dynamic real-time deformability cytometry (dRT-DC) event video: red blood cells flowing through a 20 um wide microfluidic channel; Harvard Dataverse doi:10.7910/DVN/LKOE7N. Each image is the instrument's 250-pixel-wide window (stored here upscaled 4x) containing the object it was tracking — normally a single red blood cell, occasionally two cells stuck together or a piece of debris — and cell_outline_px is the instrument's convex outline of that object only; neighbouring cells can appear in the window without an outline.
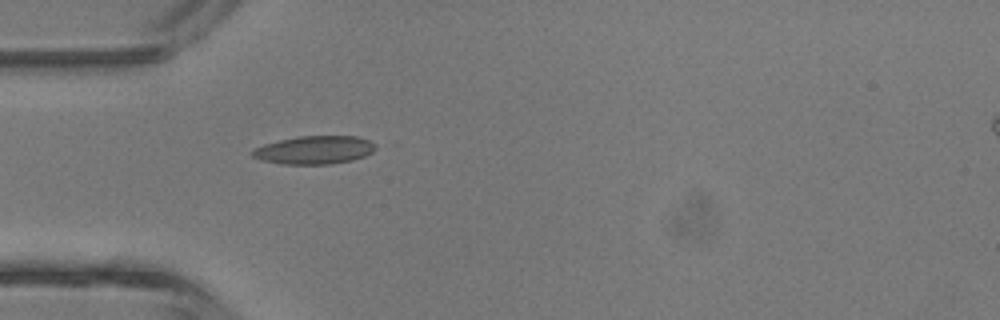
{"species": "common noctule bat (a hibernating species)", "species_latin": "Nyctalus noctula", "temperature_condition": "room temperature", "stored_images_in_passage": 2, "camera_frame_rate_fps": 3000, "um_per_image_px": 0.085, "animal": {"sex": "male", "body_mass_g": 13.3}, "frame": {"image": 1, "passage_image": 2, "time_ms": 2.0, "image_size_px": [1000, 320], "cell_outline_px": [[376, 148], [372, 152], [364, 156], [352, 160], [332, 164], [280, 164], [260, 160], [252, 156], [248, 152], [252, 148], [264, 144], [296, 136], [356, 136], [368, 140], [376, 144]], "centroid_in_image_um": [26.67, 12.75], "position_along_channel_um": 58.3, "area_um2": 20.46}}